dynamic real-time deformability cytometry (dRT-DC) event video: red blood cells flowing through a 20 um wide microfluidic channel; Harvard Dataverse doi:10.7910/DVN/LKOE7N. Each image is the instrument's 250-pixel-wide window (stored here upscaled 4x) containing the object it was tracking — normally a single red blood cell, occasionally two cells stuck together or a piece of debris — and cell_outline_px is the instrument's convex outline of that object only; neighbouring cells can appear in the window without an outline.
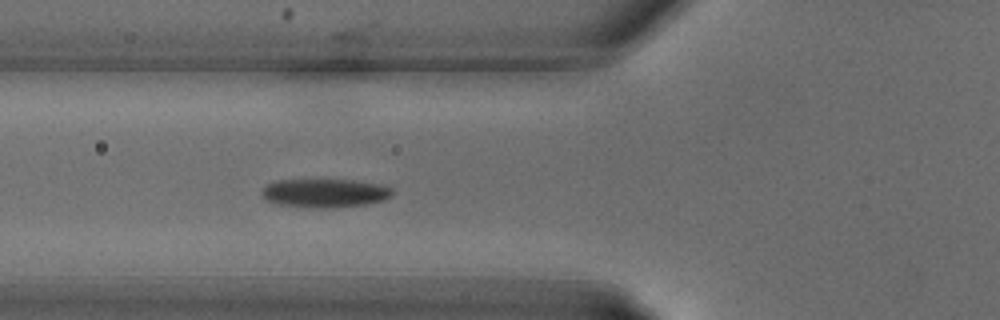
{"species": "common noctule bat (a hibernating species)", "species_latin": "Nyctalus noctula", "temperature_condition": "warm", "stored_images_in_passage": 10, "camera_frame_rate_fps": 3000, "um_per_image_px": 0.085, "animal": {"sex": "male", "body_mass_g": 18.8}, "frame": {"image": 1, "passage_image": 10, "time_ms": 3.0, "image_size_px": [1000, 320], "cell_outline_px": [[396, 192], [392, 196], [384, 200], [368, 204], [332, 208], [304, 208], [272, 204], [264, 200], [260, 196], [260, 188], [276, 180], [356, 180], [384, 184], [392, 188]], "centroid_in_image_um": [27.58, 16.42], "position_along_channel_um": 98.2, "area_um2": 22.72}}